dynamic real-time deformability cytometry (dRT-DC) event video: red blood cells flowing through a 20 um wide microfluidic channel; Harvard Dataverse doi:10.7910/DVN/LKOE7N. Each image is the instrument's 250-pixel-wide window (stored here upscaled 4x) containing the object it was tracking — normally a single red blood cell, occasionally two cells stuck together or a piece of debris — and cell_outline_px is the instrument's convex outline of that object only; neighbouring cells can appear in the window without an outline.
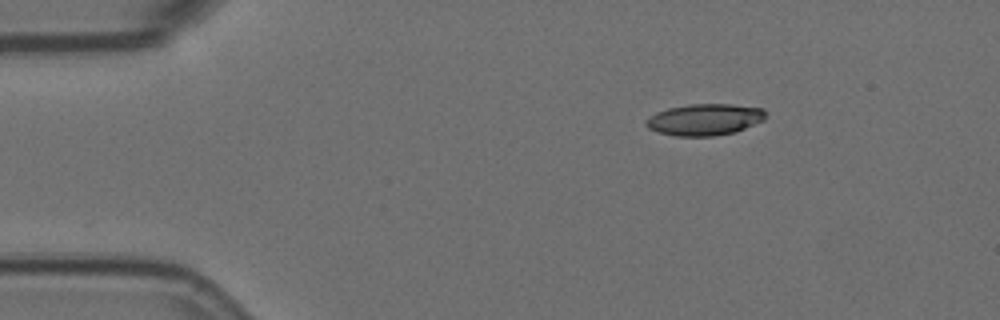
{"species": "Egyptian fruit bat (a non-hibernating species)", "species_latin": "Rousettus aegyptiacus", "temperature_condition": "room temperature", "stored_images_in_passage": 3, "camera_frame_rate_fps": 3000, "um_per_image_px": 0.085, "animal": {"sex": "female"}, "frame": {"image": 1, "passage_image": 1, "time_ms": 0.0, "image_size_px": [1000, 320], "cell_outline_px": [[764, 120], [736, 132], [712, 136], [676, 136], [660, 132], [648, 128], [644, 124], [644, 120], [656, 112], [668, 108], [688, 104], [732, 104], [764, 108]], "centroid_in_image_um": [59.88, 10.16], "position_along_channel_um": 25.1, "area_um2": 22.02}}